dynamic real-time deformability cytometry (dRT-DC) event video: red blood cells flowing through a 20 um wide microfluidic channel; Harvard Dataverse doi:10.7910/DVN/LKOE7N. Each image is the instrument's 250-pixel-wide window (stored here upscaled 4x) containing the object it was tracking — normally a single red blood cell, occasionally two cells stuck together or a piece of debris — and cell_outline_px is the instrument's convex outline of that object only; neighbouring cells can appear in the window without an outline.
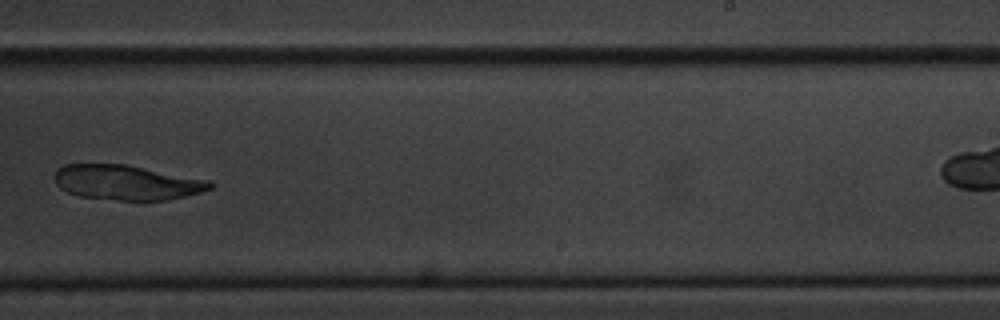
{"species": "common noctule bat (a hibernating species)", "species_latin": "Nyctalus noctula", "temperature_condition": "cold", "stored_images_in_passage": 14, "camera_frame_rate_fps": 3000, "um_per_image_px": 0.085, "animal": {"sex": "male", "body_mass_g": 20.1, "forearm_length_mm": 53.5}, "frame": {"image": 1, "passage_image": 10, "time_ms": 11.333, "image_size_px": [1000, 320], "cell_outline_px": [[212, 188], [200, 192], [184, 196], [164, 200], [120, 200], [80, 196], [68, 192], [60, 188], [56, 184], [56, 172], [64, 164], [124, 164], [212, 180]], "centroid_in_image_um": [10.79, 15.5], "position_along_channel_um": 278.2, "area_um2": 31.33}}
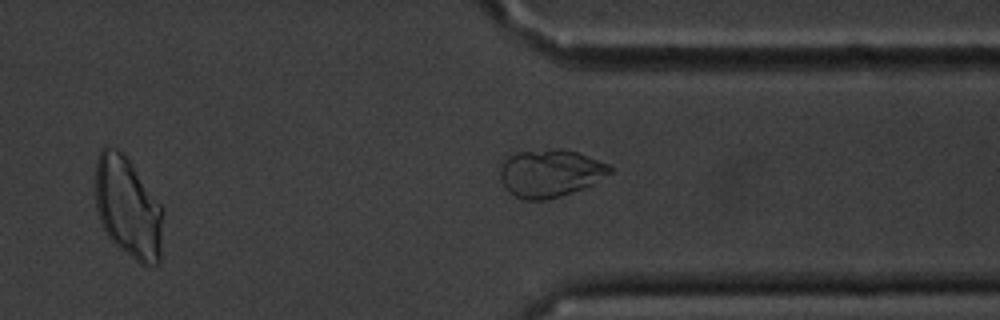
{"frame": {"image": 2, "passage_image": 14, "time_ms": 16.0, "image_size_px": [1000, 320], "cell_outline_px": [[612, 172], [592, 184], [584, 188], [560, 196], [544, 200], [524, 200], [508, 192], [504, 188], [500, 180], [496, 164], [504, 152], [552, 148], [564, 148], [576, 152], [608, 164], [612, 168]], "centroid_in_image_um": [46.6, 14.67], "position_along_channel_um": 364.8, "area_um2": 31.67}}